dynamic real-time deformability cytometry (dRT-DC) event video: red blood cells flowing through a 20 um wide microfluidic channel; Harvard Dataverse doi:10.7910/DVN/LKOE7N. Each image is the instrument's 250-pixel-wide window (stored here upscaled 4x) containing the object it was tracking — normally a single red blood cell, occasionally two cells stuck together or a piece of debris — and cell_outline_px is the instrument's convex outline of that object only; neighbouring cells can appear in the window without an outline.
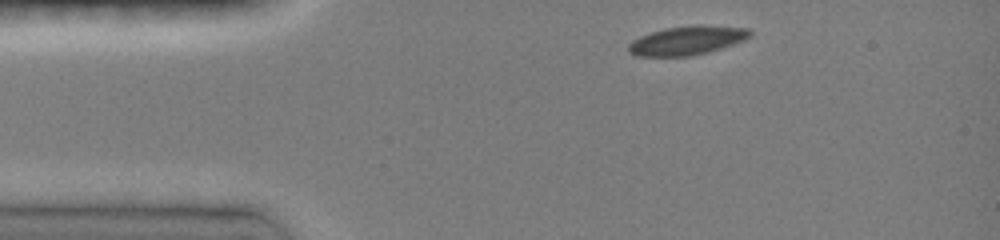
{"species": "common noctule bat (a hibernating species)", "species_latin": "Nyctalus noctula", "temperature_condition": "room temperature", "stored_images_in_passage": 3, "camera_frame_rate_fps": 3000, "um_per_image_px": 0.085, "animal": {"sex": "female", "body_mass_g": 19.0, "forearm_length_mm": 51.5}, "frame": {"image": 1, "passage_image": 1, "time_ms": 0.0, "image_size_px": [1000, 240], "cell_outline_px": [[752, 36], [744, 40], [708, 52], [692, 56], [636, 56], [628, 52], [628, 44], [632, 40], [640, 36], [664, 28], [696, 24], [700, 24], [748, 28], [752, 32]], "centroid_in_image_um": [58.4, 3.43], "position_along_channel_um": 26.6, "area_um2": 20.63}}